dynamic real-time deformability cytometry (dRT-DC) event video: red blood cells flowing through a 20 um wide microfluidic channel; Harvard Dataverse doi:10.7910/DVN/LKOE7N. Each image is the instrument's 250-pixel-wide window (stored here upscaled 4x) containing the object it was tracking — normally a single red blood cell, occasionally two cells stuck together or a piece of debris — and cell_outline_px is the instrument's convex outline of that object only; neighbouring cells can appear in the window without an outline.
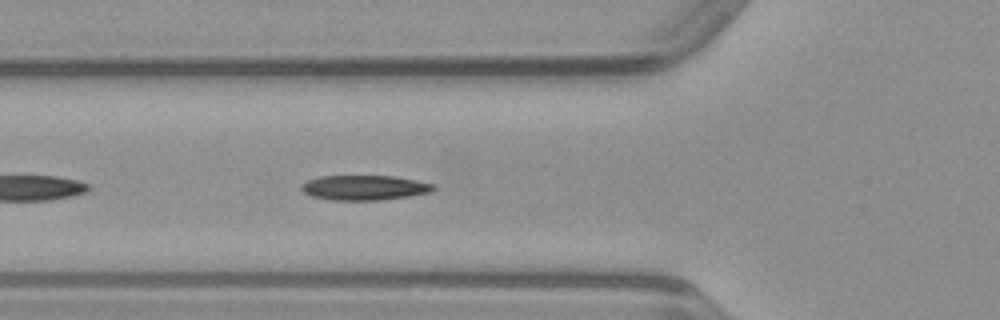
{"species": "common noctule bat (a hibernating species)", "species_latin": "Nyctalus noctula", "temperature_condition": "warm", "stored_images_in_passage": 23, "camera_frame_rate_fps": 3000, "um_per_image_px": 0.085, "animal": {"sex": "male", "body_mass_g": 23.1, "forearm_length_mm": 52.7}, "frame": {"image": 1, "passage_image": 5, "time_ms": 1.333, "image_size_px": [1000, 320], "cell_outline_px": [[436, 188], [428, 192], [408, 196], [380, 200], [332, 200], [312, 196], [304, 192], [300, 188], [300, 184], [308, 180], [320, 176], [392, 176], [416, 180], [436, 184]], "centroid_in_image_um": [30.96, 15.94], "position_along_channel_um": 94.8, "area_um2": 19.07}}
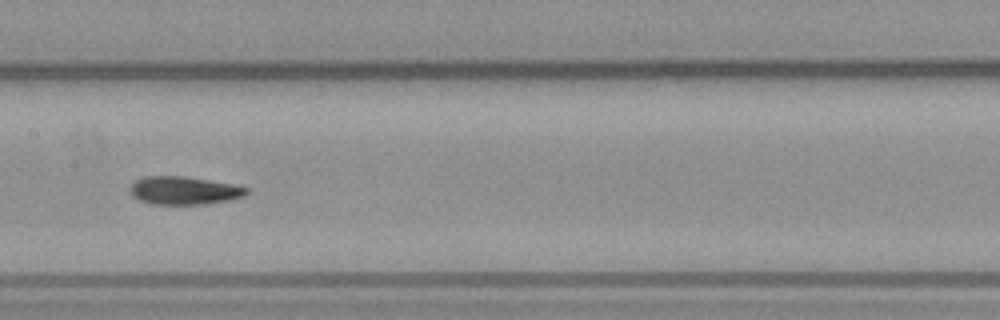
{"frame": {"image": 2, "passage_image": 12, "time_ms": 3.667, "image_size_px": [1000, 320], "cell_outline_px": [[248, 192], [244, 196], [228, 200], [204, 204], [152, 204], [140, 200], [132, 196], [128, 188], [136, 180], [144, 176], [184, 176], [232, 184], [248, 188]], "centroid_in_image_um": [15.61, 16.19], "position_along_channel_um": 191.8, "area_um2": 18.96}}
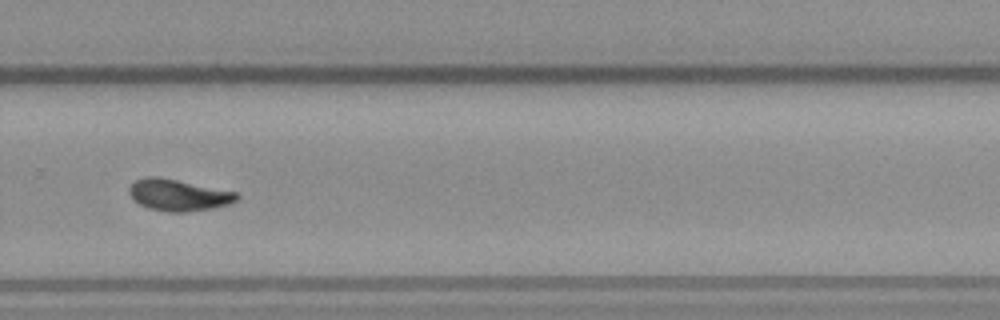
{"frame": {"image": 3, "passage_image": 21, "time_ms": 6.667, "image_size_px": [1000, 320], "cell_outline_px": [[240, 196], [232, 204], [212, 208], [184, 212], [168, 212], [148, 208], [140, 204], [128, 192], [128, 188], [136, 180], [144, 176], [156, 176], [236, 192]], "centroid_in_image_um": [15.17, 16.58], "position_along_channel_um": 314.6, "area_um2": 19.59}}